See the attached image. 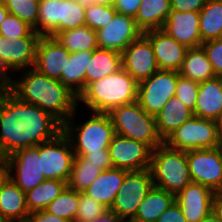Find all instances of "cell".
Instances as JSON below:
<instances>
[{
  "label": "cell",
  "mask_w": 222,
  "mask_h": 222,
  "mask_svg": "<svg viewBox=\"0 0 222 222\" xmlns=\"http://www.w3.org/2000/svg\"><path fill=\"white\" fill-rule=\"evenodd\" d=\"M218 125H219V131H220V134H221V137H222V116H221V118L218 120Z\"/></svg>",
  "instance_id": "cell-55"
},
{
  "label": "cell",
  "mask_w": 222,
  "mask_h": 222,
  "mask_svg": "<svg viewBox=\"0 0 222 222\" xmlns=\"http://www.w3.org/2000/svg\"><path fill=\"white\" fill-rule=\"evenodd\" d=\"M216 77H222V38L205 41L201 44Z\"/></svg>",
  "instance_id": "cell-42"
},
{
  "label": "cell",
  "mask_w": 222,
  "mask_h": 222,
  "mask_svg": "<svg viewBox=\"0 0 222 222\" xmlns=\"http://www.w3.org/2000/svg\"><path fill=\"white\" fill-rule=\"evenodd\" d=\"M93 51H78L70 53L66 61L65 71L61 74L60 82L74 95H79L85 90V75Z\"/></svg>",
  "instance_id": "cell-24"
},
{
  "label": "cell",
  "mask_w": 222,
  "mask_h": 222,
  "mask_svg": "<svg viewBox=\"0 0 222 222\" xmlns=\"http://www.w3.org/2000/svg\"><path fill=\"white\" fill-rule=\"evenodd\" d=\"M178 72L158 69L152 76L139 82L137 102L148 114L157 116L163 106L175 96Z\"/></svg>",
  "instance_id": "cell-10"
},
{
  "label": "cell",
  "mask_w": 222,
  "mask_h": 222,
  "mask_svg": "<svg viewBox=\"0 0 222 222\" xmlns=\"http://www.w3.org/2000/svg\"><path fill=\"white\" fill-rule=\"evenodd\" d=\"M149 169L153 186L174 196L192 182L186 151L171 148L164 142L153 149Z\"/></svg>",
  "instance_id": "cell-5"
},
{
  "label": "cell",
  "mask_w": 222,
  "mask_h": 222,
  "mask_svg": "<svg viewBox=\"0 0 222 222\" xmlns=\"http://www.w3.org/2000/svg\"><path fill=\"white\" fill-rule=\"evenodd\" d=\"M142 0H114L117 13L135 18Z\"/></svg>",
  "instance_id": "cell-44"
},
{
  "label": "cell",
  "mask_w": 222,
  "mask_h": 222,
  "mask_svg": "<svg viewBox=\"0 0 222 222\" xmlns=\"http://www.w3.org/2000/svg\"><path fill=\"white\" fill-rule=\"evenodd\" d=\"M156 222H187L180 206L174 201Z\"/></svg>",
  "instance_id": "cell-45"
},
{
  "label": "cell",
  "mask_w": 222,
  "mask_h": 222,
  "mask_svg": "<svg viewBox=\"0 0 222 222\" xmlns=\"http://www.w3.org/2000/svg\"><path fill=\"white\" fill-rule=\"evenodd\" d=\"M55 39L70 53L78 51H94L99 48L96 31L92 30L87 25L62 31L55 37Z\"/></svg>",
  "instance_id": "cell-31"
},
{
  "label": "cell",
  "mask_w": 222,
  "mask_h": 222,
  "mask_svg": "<svg viewBox=\"0 0 222 222\" xmlns=\"http://www.w3.org/2000/svg\"><path fill=\"white\" fill-rule=\"evenodd\" d=\"M218 219L222 222V191L215 192L213 198V210Z\"/></svg>",
  "instance_id": "cell-49"
},
{
  "label": "cell",
  "mask_w": 222,
  "mask_h": 222,
  "mask_svg": "<svg viewBox=\"0 0 222 222\" xmlns=\"http://www.w3.org/2000/svg\"><path fill=\"white\" fill-rule=\"evenodd\" d=\"M115 134L149 145L152 149L163 143L155 116L146 113L136 101L112 109L109 113Z\"/></svg>",
  "instance_id": "cell-6"
},
{
  "label": "cell",
  "mask_w": 222,
  "mask_h": 222,
  "mask_svg": "<svg viewBox=\"0 0 222 222\" xmlns=\"http://www.w3.org/2000/svg\"><path fill=\"white\" fill-rule=\"evenodd\" d=\"M219 151H220V158H221V165H222V141L220 143V145L218 146Z\"/></svg>",
  "instance_id": "cell-57"
},
{
  "label": "cell",
  "mask_w": 222,
  "mask_h": 222,
  "mask_svg": "<svg viewBox=\"0 0 222 222\" xmlns=\"http://www.w3.org/2000/svg\"><path fill=\"white\" fill-rule=\"evenodd\" d=\"M96 33L99 48L122 53L143 32L133 17L116 13L111 22Z\"/></svg>",
  "instance_id": "cell-16"
},
{
  "label": "cell",
  "mask_w": 222,
  "mask_h": 222,
  "mask_svg": "<svg viewBox=\"0 0 222 222\" xmlns=\"http://www.w3.org/2000/svg\"><path fill=\"white\" fill-rule=\"evenodd\" d=\"M9 14L28 23L37 32L39 0H3Z\"/></svg>",
  "instance_id": "cell-37"
},
{
  "label": "cell",
  "mask_w": 222,
  "mask_h": 222,
  "mask_svg": "<svg viewBox=\"0 0 222 222\" xmlns=\"http://www.w3.org/2000/svg\"><path fill=\"white\" fill-rule=\"evenodd\" d=\"M11 79L12 77L9 75V72L4 68L0 61V89L6 88Z\"/></svg>",
  "instance_id": "cell-51"
},
{
  "label": "cell",
  "mask_w": 222,
  "mask_h": 222,
  "mask_svg": "<svg viewBox=\"0 0 222 222\" xmlns=\"http://www.w3.org/2000/svg\"><path fill=\"white\" fill-rule=\"evenodd\" d=\"M126 172L127 170L119 168L104 170L93 180L84 193L110 209L122 186Z\"/></svg>",
  "instance_id": "cell-22"
},
{
  "label": "cell",
  "mask_w": 222,
  "mask_h": 222,
  "mask_svg": "<svg viewBox=\"0 0 222 222\" xmlns=\"http://www.w3.org/2000/svg\"><path fill=\"white\" fill-rule=\"evenodd\" d=\"M73 222H124L116 213H113L110 209L104 214L100 215L93 221H80L75 220Z\"/></svg>",
  "instance_id": "cell-48"
},
{
  "label": "cell",
  "mask_w": 222,
  "mask_h": 222,
  "mask_svg": "<svg viewBox=\"0 0 222 222\" xmlns=\"http://www.w3.org/2000/svg\"><path fill=\"white\" fill-rule=\"evenodd\" d=\"M192 182L213 192L222 191V165L219 148L186 151Z\"/></svg>",
  "instance_id": "cell-12"
},
{
  "label": "cell",
  "mask_w": 222,
  "mask_h": 222,
  "mask_svg": "<svg viewBox=\"0 0 222 222\" xmlns=\"http://www.w3.org/2000/svg\"><path fill=\"white\" fill-rule=\"evenodd\" d=\"M0 222H12V221L0 215Z\"/></svg>",
  "instance_id": "cell-56"
},
{
  "label": "cell",
  "mask_w": 222,
  "mask_h": 222,
  "mask_svg": "<svg viewBox=\"0 0 222 222\" xmlns=\"http://www.w3.org/2000/svg\"><path fill=\"white\" fill-rule=\"evenodd\" d=\"M207 0H170L171 10L200 12Z\"/></svg>",
  "instance_id": "cell-43"
},
{
  "label": "cell",
  "mask_w": 222,
  "mask_h": 222,
  "mask_svg": "<svg viewBox=\"0 0 222 222\" xmlns=\"http://www.w3.org/2000/svg\"><path fill=\"white\" fill-rule=\"evenodd\" d=\"M109 209L101 203L89 197L84 192H79V205L76 220L93 221Z\"/></svg>",
  "instance_id": "cell-41"
},
{
  "label": "cell",
  "mask_w": 222,
  "mask_h": 222,
  "mask_svg": "<svg viewBox=\"0 0 222 222\" xmlns=\"http://www.w3.org/2000/svg\"><path fill=\"white\" fill-rule=\"evenodd\" d=\"M139 83L122 67L100 80L91 82L78 97L90 112L109 113L112 109L137 101Z\"/></svg>",
  "instance_id": "cell-3"
},
{
  "label": "cell",
  "mask_w": 222,
  "mask_h": 222,
  "mask_svg": "<svg viewBox=\"0 0 222 222\" xmlns=\"http://www.w3.org/2000/svg\"><path fill=\"white\" fill-rule=\"evenodd\" d=\"M62 130L63 125L48 112L0 89V157L49 141Z\"/></svg>",
  "instance_id": "cell-1"
},
{
  "label": "cell",
  "mask_w": 222,
  "mask_h": 222,
  "mask_svg": "<svg viewBox=\"0 0 222 222\" xmlns=\"http://www.w3.org/2000/svg\"><path fill=\"white\" fill-rule=\"evenodd\" d=\"M78 205L79 192L67 186L44 210L73 222L76 220Z\"/></svg>",
  "instance_id": "cell-35"
},
{
  "label": "cell",
  "mask_w": 222,
  "mask_h": 222,
  "mask_svg": "<svg viewBox=\"0 0 222 222\" xmlns=\"http://www.w3.org/2000/svg\"><path fill=\"white\" fill-rule=\"evenodd\" d=\"M143 34L149 39L160 70L179 71L188 48L162 29H153Z\"/></svg>",
  "instance_id": "cell-18"
},
{
  "label": "cell",
  "mask_w": 222,
  "mask_h": 222,
  "mask_svg": "<svg viewBox=\"0 0 222 222\" xmlns=\"http://www.w3.org/2000/svg\"><path fill=\"white\" fill-rule=\"evenodd\" d=\"M163 142L182 151L213 149L220 145L221 134L217 121L193 115Z\"/></svg>",
  "instance_id": "cell-7"
},
{
  "label": "cell",
  "mask_w": 222,
  "mask_h": 222,
  "mask_svg": "<svg viewBox=\"0 0 222 222\" xmlns=\"http://www.w3.org/2000/svg\"><path fill=\"white\" fill-rule=\"evenodd\" d=\"M9 14L8 10L6 9L4 1L0 3V24Z\"/></svg>",
  "instance_id": "cell-53"
},
{
  "label": "cell",
  "mask_w": 222,
  "mask_h": 222,
  "mask_svg": "<svg viewBox=\"0 0 222 222\" xmlns=\"http://www.w3.org/2000/svg\"><path fill=\"white\" fill-rule=\"evenodd\" d=\"M214 195L210 188L191 182L175 196V202L187 222H200L212 212Z\"/></svg>",
  "instance_id": "cell-17"
},
{
  "label": "cell",
  "mask_w": 222,
  "mask_h": 222,
  "mask_svg": "<svg viewBox=\"0 0 222 222\" xmlns=\"http://www.w3.org/2000/svg\"><path fill=\"white\" fill-rule=\"evenodd\" d=\"M0 215L12 222H26L29 215L26 193L10 178L0 189Z\"/></svg>",
  "instance_id": "cell-23"
},
{
  "label": "cell",
  "mask_w": 222,
  "mask_h": 222,
  "mask_svg": "<svg viewBox=\"0 0 222 222\" xmlns=\"http://www.w3.org/2000/svg\"><path fill=\"white\" fill-rule=\"evenodd\" d=\"M19 79H11L6 89L18 100L36 105L62 125L78 107V97L59 80L49 78L35 68L20 70Z\"/></svg>",
  "instance_id": "cell-2"
},
{
  "label": "cell",
  "mask_w": 222,
  "mask_h": 222,
  "mask_svg": "<svg viewBox=\"0 0 222 222\" xmlns=\"http://www.w3.org/2000/svg\"><path fill=\"white\" fill-rule=\"evenodd\" d=\"M26 222H69L66 219L50 214L45 210L30 212Z\"/></svg>",
  "instance_id": "cell-47"
},
{
  "label": "cell",
  "mask_w": 222,
  "mask_h": 222,
  "mask_svg": "<svg viewBox=\"0 0 222 222\" xmlns=\"http://www.w3.org/2000/svg\"><path fill=\"white\" fill-rule=\"evenodd\" d=\"M193 115L218 122L222 116V77L199 83Z\"/></svg>",
  "instance_id": "cell-21"
},
{
  "label": "cell",
  "mask_w": 222,
  "mask_h": 222,
  "mask_svg": "<svg viewBox=\"0 0 222 222\" xmlns=\"http://www.w3.org/2000/svg\"><path fill=\"white\" fill-rule=\"evenodd\" d=\"M101 173L102 169L88 163L85 156L75 155L67 186L77 192H84Z\"/></svg>",
  "instance_id": "cell-33"
},
{
  "label": "cell",
  "mask_w": 222,
  "mask_h": 222,
  "mask_svg": "<svg viewBox=\"0 0 222 222\" xmlns=\"http://www.w3.org/2000/svg\"><path fill=\"white\" fill-rule=\"evenodd\" d=\"M162 30L187 48L201 46L199 12L171 10Z\"/></svg>",
  "instance_id": "cell-20"
},
{
  "label": "cell",
  "mask_w": 222,
  "mask_h": 222,
  "mask_svg": "<svg viewBox=\"0 0 222 222\" xmlns=\"http://www.w3.org/2000/svg\"><path fill=\"white\" fill-rule=\"evenodd\" d=\"M180 76L201 83L216 77L202 46L188 48L185 59L178 71Z\"/></svg>",
  "instance_id": "cell-29"
},
{
  "label": "cell",
  "mask_w": 222,
  "mask_h": 222,
  "mask_svg": "<svg viewBox=\"0 0 222 222\" xmlns=\"http://www.w3.org/2000/svg\"><path fill=\"white\" fill-rule=\"evenodd\" d=\"M9 179V166L6 158L0 157V189Z\"/></svg>",
  "instance_id": "cell-50"
},
{
  "label": "cell",
  "mask_w": 222,
  "mask_h": 222,
  "mask_svg": "<svg viewBox=\"0 0 222 222\" xmlns=\"http://www.w3.org/2000/svg\"><path fill=\"white\" fill-rule=\"evenodd\" d=\"M153 187L150 169L127 171L110 210L124 222H130L139 205Z\"/></svg>",
  "instance_id": "cell-8"
},
{
  "label": "cell",
  "mask_w": 222,
  "mask_h": 222,
  "mask_svg": "<svg viewBox=\"0 0 222 222\" xmlns=\"http://www.w3.org/2000/svg\"><path fill=\"white\" fill-rule=\"evenodd\" d=\"M86 25L85 8L76 0H59V33Z\"/></svg>",
  "instance_id": "cell-36"
},
{
  "label": "cell",
  "mask_w": 222,
  "mask_h": 222,
  "mask_svg": "<svg viewBox=\"0 0 222 222\" xmlns=\"http://www.w3.org/2000/svg\"><path fill=\"white\" fill-rule=\"evenodd\" d=\"M74 156L72 144L63 131L53 139L39 144L41 172L45 179L68 182Z\"/></svg>",
  "instance_id": "cell-9"
},
{
  "label": "cell",
  "mask_w": 222,
  "mask_h": 222,
  "mask_svg": "<svg viewBox=\"0 0 222 222\" xmlns=\"http://www.w3.org/2000/svg\"><path fill=\"white\" fill-rule=\"evenodd\" d=\"M200 222H221L218 217L215 215V213L212 211L208 216H206L202 221Z\"/></svg>",
  "instance_id": "cell-54"
},
{
  "label": "cell",
  "mask_w": 222,
  "mask_h": 222,
  "mask_svg": "<svg viewBox=\"0 0 222 222\" xmlns=\"http://www.w3.org/2000/svg\"><path fill=\"white\" fill-rule=\"evenodd\" d=\"M170 11V0H142L134 19L142 32L162 29Z\"/></svg>",
  "instance_id": "cell-26"
},
{
  "label": "cell",
  "mask_w": 222,
  "mask_h": 222,
  "mask_svg": "<svg viewBox=\"0 0 222 222\" xmlns=\"http://www.w3.org/2000/svg\"><path fill=\"white\" fill-rule=\"evenodd\" d=\"M121 67V53L101 48L95 49L86 69L85 88L91 82L117 72Z\"/></svg>",
  "instance_id": "cell-27"
},
{
  "label": "cell",
  "mask_w": 222,
  "mask_h": 222,
  "mask_svg": "<svg viewBox=\"0 0 222 222\" xmlns=\"http://www.w3.org/2000/svg\"><path fill=\"white\" fill-rule=\"evenodd\" d=\"M69 56L70 52L54 37L42 36L37 45L33 68L49 78L60 81Z\"/></svg>",
  "instance_id": "cell-19"
},
{
  "label": "cell",
  "mask_w": 222,
  "mask_h": 222,
  "mask_svg": "<svg viewBox=\"0 0 222 222\" xmlns=\"http://www.w3.org/2000/svg\"><path fill=\"white\" fill-rule=\"evenodd\" d=\"M78 109L77 107L74 114L63 124L62 130L72 144L74 155L109 152L108 147L115 135L109 114L91 112V118L78 124L73 119Z\"/></svg>",
  "instance_id": "cell-4"
},
{
  "label": "cell",
  "mask_w": 222,
  "mask_h": 222,
  "mask_svg": "<svg viewBox=\"0 0 222 222\" xmlns=\"http://www.w3.org/2000/svg\"><path fill=\"white\" fill-rule=\"evenodd\" d=\"M9 178L25 193L45 179L41 172L39 145L20 149L6 157Z\"/></svg>",
  "instance_id": "cell-11"
},
{
  "label": "cell",
  "mask_w": 222,
  "mask_h": 222,
  "mask_svg": "<svg viewBox=\"0 0 222 222\" xmlns=\"http://www.w3.org/2000/svg\"><path fill=\"white\" fill-rule=\"evenodd\" d=\"M0 35L6 39H18L20 37H42L28 23L17 16L8 14L0 24Z\"/></svg>",
  "instance_id": "cell-38"
},
{
  "label": "cell",
  "mask_w": 222,
  "mask_h": 222,
  "mask_svg": "<svg viewBox=\"0 0 222 222\" xmlns=\"http://www.w3.org/2000/svg\"><path fill=\"white\" fill-rule=\"evenodd\" d=\"M41 37L6 39L0 35V61L11 75L35 64L37 45Z\"/></svg>",
  "instance_id": "cell-15"
},
{
  "label": "cell",
  "mask_w": 222,
  "mask_h": 222,
  "mask_svg": "<svg viewBox=\"0 0 222 222\" xmlns=\"http://www.w3.org/2000/svg\"><path fill=\"white\" fill-rule=\"evenodd\" d=\"M68 182L46 179L26 193L28 211L44 210L66 187Z\"/></svg>",
  "instance_id": "cell-32"
},
{
  "label": "cell",
  "mask_w": 222,
  "mask_h": 222,
  "mask_svg": "<svg viewBox=\"0 0 222 222\" xmlns=\"http://www.w3.org/2000/svg\"><path fill=\"white\" fill-rule=\"evenodd\" d=\"M85 157L88 159V163L96 165V167L101 168L102 171L113 168L109 152L87 153Z\"/></svg>",
  "instance_id": "cell-46"
},
{
  "label": "cell",
  "mask_w": 222,
  "mask_h": 222,
  "mask_svg": "<svg viewBox=\"0 0 222 222\" xmlns=\"http://www.w3.org/2000/svg\"><path fill=\"white\" fill-rule=\"evenodd\" d=\"M175 201V196L163 189L152 187L139 205L130 222H156L159 216Z\"/></svg>",
  "instance_id": "cell-28"
},
{
  "label": "cell",
  "mask_w": 222,
  "mask_h": 222,
  "mask_svg": "<svg viewBox=\"0 0 222 222\" xmlns=\"http://www.w3.org/2000/svg\"><path fill=\"white\" fill-rule=\"evenodd\" d=\"M108 151L113 168L127 171L150 168L153 149L147 144L115 134Z\"/></svg>",
  "instance_id": "cell-13"
},
{
  "label": "cell",
  "mask_w": 222,
  "mask_h": 222,
  "mask_svg": "<svg viewBox=\"0 0 222 222\" xmlns=\"http://www.w3.org/2000/svg\"><path fill=\"white\" fill-rule=\"evenodd\" d=\"M121 62L122 68L138 83L159 69L153 47L143 33L124 49Z\"/></svg>",
  "instance_id": "cell-14"
},
{
  "label": "cell",
  "mask_w": 222,
  "mask_h": 222,
  "mask_svg": "<svg viewBox=\"0 0 222 222\" xmlns=\"http://www.w3.org/2000/svg\"><path fill=\"white\" fill-rule=\"evenodd\" d=\"M201 44L222 38V0H207L199 12Z\"/></svg>",
  "instance_id": "cell-30"
},
{
  "label": "cell",
  "mask_w": 222,
  "mask_h": 222,
  "mask_svg": "<svg viewBox=\"0 0 222 222\" xmlns=\"http://www.w3.org/2000/svg\"><path fill=\"white\" fill-rule=\"evenodd\" d=\"M198 91V82L180 76L178 73L175 97L178 98L192 112L195 110Z\"/></svg>",
  "instance_id": "cell-40"
},
{
  "label": "cell",
  "mask_w": 222,
  "mask_h": 222,
  "mask_svg": "<svg viewBox=\"0 0 222 222\" xmlns=\"http://www.w3.org/2000/svg\"><path fill=\"white\" fill-rule=\"evenodd\" d=\"M117 11L114 6L92 4L85 8V22L92 30L97 31L108 25Z\"/></svg>",
  "instance_id": "cell-39"
},
{
  "label": "cell",
  "mask_w": 222,
  "mask_h": 222,
  "mask_svg": "<svg viewBox=\"0 0 222 222\" xmlns=\"http://www.w3.org/2000/svg\"><path fill=\"white\" fill-rule=\"evenodd\" d=\"M37 33L54 38L59 34V0H39Z\"/></svg>",
  "instance_id": "cell-34"
},
{
  "label": "cell",
  "mask_w": 222,
  "mask_h": 222,
  "mask_svg": "<svg viewBox=\"0 0 222 222\" xmlns=\"http://www.w3.org/2000/svg\"><path fill=\"white\" fill-rule=\"evenodd\" d=\"M76 1L80 3L84 8L92 4L113 6L114 3V0H76Z\"/></svg>",
  "instance_id": "cell-52"
},
{
  "label": "cell",
  "mask_w": 222,
  "mask_h": 222,
  "mask_svg": "<svg viewBox=\"0 0 222 222\" xmlns=\"http://www.w3.org/2000/svg\"><path fill=\"white\" fill-rule=\"evenodd\" d=\"M193 116L178 98L172 97L155 117L156 128L160 138L164 141L171 133Z\"/></svg>",
  "instance_id": "cell-25"
}]
</instances>
